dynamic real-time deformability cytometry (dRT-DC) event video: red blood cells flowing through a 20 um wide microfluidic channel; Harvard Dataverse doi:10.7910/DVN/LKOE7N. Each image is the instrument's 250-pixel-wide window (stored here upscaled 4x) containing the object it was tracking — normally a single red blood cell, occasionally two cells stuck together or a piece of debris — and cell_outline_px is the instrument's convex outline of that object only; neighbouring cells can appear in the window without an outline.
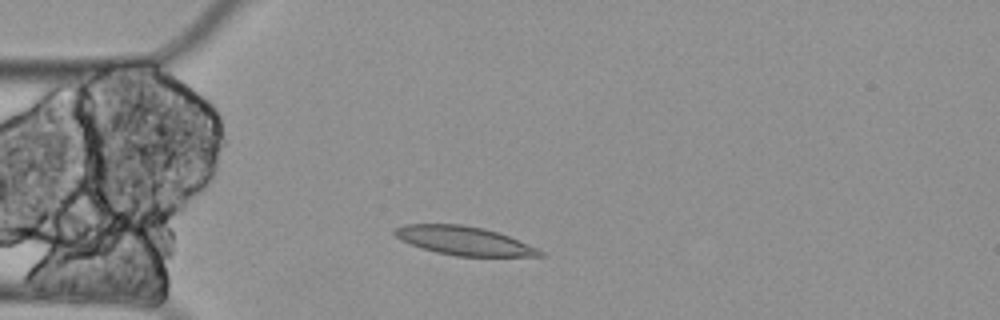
{"species": "Egyptian fruit bat (a non-hibernating species)", "species_latin": "Rousettus aegyptiacus", "temperature_condition": "cold", "stored_images_in_passage": 2, "camera_frame_rate_fps": 3000, "um_per_image_px": 0.085, "animal": {"sex": "female"}, "frame": {"image": 1, "passage_image": 2, "time_ms": 0.333, "image_size_px": [1000, 320], "cell_outline_px": [[544, 256], [456, 256], [436, 252], [400, 240], [392, 232], [396, 228], [404, 224], [460, 224], [484, 228], [508, 236], [540, 248], [544, 252]], "centroid_in_image_um": [39.47, 20.46], "position_along_channel_um": 45.5, "area_um2": 24.16}}